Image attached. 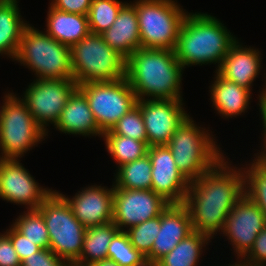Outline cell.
Wrapping results in <instances>:
<instances>
[{
	"mask_svg": "<svg viewBox=\"0 0 266 266\" xmlns=\"http://www.w3.org/2000/svg\"><path fill=\"white\" fill-rule=\"evenodd\" d=\"M240 168L231 166L223 157L190 182L183 204L189 211L193 231L212 239L223 230L229 213L245 193L244 171Z\"/></svg>",
	"mask_w": 266,
	"mask_h": 266,
	"instance_id": "cell-1",
	"label": "cell"
},
{
	"mask_svg": "<svg viewBox=\"0 0 266 266\" xmlns=\"http://www.w3.org/2000/svg\"><path fill=\"white\" fill-rule=\"evenodd\" d=\"M183 70L174 50L141 47L126 59L125 78L137 100H183Z\"/></svg>",
	"mask_w": 266,
	"mask_h": 266,
	"instance_id": "cell-2",
	"label": "cell"
},
{
	"mask_svg": "<svg viewBox=\"0 0 266 266\" xmlns=\"http://www.w3.org/2000/svg\"><path fill=\"white\" fill-rule=\"evenodd\" d=\"M236 41L237 38L216 17L203 12L187 13L174 52L184 69L186 66L217 63L215 71H218Z\"/></svg>",
	"mask_w": 266,
	"mask_h": 266,
	"instance_id": "cell-3",
	"label": "cell"
},
{
	"mask_svg": "<svg viewBox=\"0 0 266 266\" xmlns=\"http://www.w3.org/2000/svg\"><path fill=\"white\" fill-rule=\"evenodd\" d=\"M208 131L205 127L197 126L189 116L167 144L178 170L189 182L204 175L224 157Z\"/></svg>",
	"mask_w": 266,
	"mask_h": 266,
	"instance_id": "cell-4",
	"label": "cell"
},
{
	"mask_svg": "<svg viewBox=\"0 0 266 266\" xmlns=\"http://www.w3.org/2000/svg\"><path fill=\"white\" fill-rule=\"evenodd\" d=\"M35 73V79H73L70 47L30 24L13 59Z\"/></svg>",
	"mask_w": 266,
	"mask_h": 266,
	"instance_id": "cell-5",
	"label": "cell"
},
{
	"mask_svg": "<svg viewBox=\"0 0 266 266\" xmlns=\"http://www.w3.org/2000/svg\"><path fill=\"white\" fill-rule=\"evenodd\" d=\"M70 54L73 80L78 85L125 78L126 58L112 49L101 34L89 33L70 48Z\"/></svg>",
	"mask_w": 266,
	"mask_h": 266,
	"instance_id": "cell-6",
	"label": "cell"
},
{
	"mask_svg": "<svg viewBox=\"0 0 266 266\" xmlns=\"http://www.w3.org/2000/svg\"><path fill=\"white\" fill-rule=\"evenodd\" d=\"M13 93L3 97L0 112L1 159H20L39 144L47 132L36 122L27 104Z\"/></svg>",
	"mask_w": 266,
	"mask_h": 266,
	"instance_id": "cell-7",
	"label": "cell"
},
{
	"mask_svg": "<svg viewBox=\"0 0 266 266\" xmlns=\"http://www.w3.org/2000/svg\"><path fill=\"white\" fill-rule=\"evenodd\" d=\"M37 210L49 233V249L66 263H75L82 253L86 228L75 218L70 204L54 190Z\"/></svg>",
	"mask_w": 266,
	"mask_h": 266,
	"instance_id": "cell-8",
	"label": "cell"
},
{
	"mask_svg": "<svg viewBox=\"0 0 266 266\" xmlns=\"http://www.w3.org/2000/svg\"><path fill=\"white\" fill-rule=\"evenodd\" d=\"M142 48L174 50L188 13L175 0H135Z\"/></svg>",
	"mask_w": 266,
	"mask_h": 266,
	"instance_id": "cell-9",
	"label": "cell"
},
{
	"mask_svg": "<svg viewBox=\"0 0 266 266\" xmlns=\"http://www.w3.org/2000/svg\"><path fill=\"white\" fill-rule=\"evenodd\" d=\"M102 133L112 130L117 122L137 104L136 94L126 78L115 81L85 82L78 85Z\"/></svg>",
	"mask_w": 266,
	"mask_h": 266,
	"instance_id": "cell-10",
	"label": "cell"
},
{
	"mask_svg": "<svg viewBox=\"0 0 266 266\" xmlns=\"http://www.w3.org/2000/svg\"><path fill=\"white\" fill-rule=\"evenodd\" d=\"M78 88L73 79H36L24 91L22 100L27 104L32 117L47 132L65 107L69 97Z\"/></svg>",
	"mask_w": 266,
	"mask_h": 266,
	"instance_id": "cell-11",
	"label": "cell"
},
{
	"mask_svg": "<svg viewBox=\"0 0 266 266\" xmlns=\"http://www.w3.org/2000/svg\"><path fill=\"white\" fill-rule=\"evenodd\" d=\"M169 204L152 190L114 188L112 222L120 231H126L161 216Z\"/></svg>",
	"mask_w": 266,
	"mask_h": 266,
	"instance_id": "cell-12",
	"label": "cell"
},
{
	"mask_svg": "<svg viewBox=\"0 0 266 266\" xmlns=\"http://www.w3.org/2000/svg\"><path fill=\"white\" fill-rule=\"evenodd\" d=\"M54 190L43 188L20 159L0 158V198L36 210Z\"/></svg>",
	"mask_w": 266,
	"mask_h": 266,
	"instance_id": "cell-13",
	"label": "cell"
},
{
	"mask_svg": "<svg viewBox=\"0 0 266 266\" xmlns=\"http://www.w3.org/2000/svg\"><path fill=\"white\" fill-rule=\"evenodd\" d=\"M265 226L266 219L262 210L244 193L235 203L219 234H224L230 240L237 258H243Z\"/></svg>",
	"mask_w": 266,
	"mask_h": 266,
	"instance_id": "cell-14",
	"label": "cell"
},
{
	"mask_svg": "<svg viewBox=\"0 0 266 266\" xmlns=\"http://www.w3.org/2000/svg\"><path fill=\"white\" fill-rule=\"evenodd\" d=\"M142 112L147 145H167L177 128L190 115L187 114L183 100H137L136 104Z\"/></svg>",
	"mask_w": 266,
	"mask_h": 266,
	"instance_id": "cell-15",
	"label": "cell"
},
{
	"mask_svg": "<svg viewBox=\"0 0 266 266\" xmlns=\"http://www.w3.org/2000/svg\"><path fill=\"white\" fill-rule=\"evenodd\" d=\"M152 170L151 190L170 204H183L190 182L178 170L167 145L148 147Z\"/></svg>",
	"mask_w": 266,
	"mask_h": 266,
	"instance_id": "cell-16",
	"label": "cell"
},
{
	"mask_svg": "<svg viewBox=\"0 0 266 266\" xmlns=\"http://www.w3.org/2000/svg\"><path fill=\"white\" fill-rule=\"evenodd\" d=\"M60 194L70 204L75 218L85 228L112 222L114 185L112 188L101 185L84 187L72 198Z\"/></svg>",
	"mask_w": 266,
	"mask_h": 266,
	"instance_id": "cell-17",
	"label": "cell"
},
{
	"mask_svg": "<svg viewBox=\"0 0 266 266\" xmlns=\"http://www.w3.org/2000/svg\"><path fill=\"white\" fill-rule=\"evenodd\" d=\"M192 232L187 207L184 204H169L160 216V231L153 241L152 266Z\"/></svg>",
	"mask_w": 266,
	"mask_h": 266,
	"instance_id": "cell-18",
	"label": "cell"
},
{
	"mask_svg": "<svg viewBox=\"0 0 266 266\" xmlns=\"http://www.w3.org/2000/svg\"><path fill=\"white\" fill-rule=\"evenodd\" d=\"M238 40L230 47L218 73L228 81L252 90L253 82L263 68L258 49L242 46Z\"/></svg>",
	"mask_w": 266,
	"mask_h": 266,
	"instance_id": "cell-19",
	"label": "cell"
},
{
	"mask_svg": "<svg viewBox=\"0 0 266 266\" xmlns=\"http://www.w3.org/2000/svg\"><path fill=\"white\" fill-rule=\"evenodd\" d=\"M54 127L68 135L98 136L100 138L103 135L90 110L87 98L78 88L69 97Z\"/></svg>",
	"mask_w": 266,
	"mask_h": 266,
	"instance_id": "cell-20",
	"label": "cell"
},
{
	"mask_svg": "<svg viewBox=\"0 0 266 266\" xmlns=\"http://www.w3.org/2000/svg\"><path fill=\"white\" fill-rule=\"evenodd\" d=\"M133 2L126 1L113 25L101 34L104 41L126 59L141 48L135 1Z\"/></svg>",
	"mask_w": 266,
	"mask_h": 266,
	"instance_id": "cell-21",
	"label": "cell"
},
{
	"mask_svg": "<svg viewBox=\"0 0 266 266\" xmlns=\"http://www.w3.org/2000/svg\"><path fill=\"white\" fill-rule=\"evenodd\" d=\"M211 85L210 98L220 116L232 118L244 114L249 109L252 91L223 78L217 71Z\"/></svg>",
	"mask_w": 266,
	"mask_h": 266,
	"instance_id": "cell-22",
	"label": "cell"
},
{
	"mask_svg": "<svg viewBox=\"0 0 266 266\" xmlns=\"http://www.w3.org/2000/svg\"><path fill=\"white\" fill-rule=\"evenodd\" d=\"M46 33L58 42L72 47L89 33L87 15L68 13L49 6Z\"/></svg>",
	"mask_w": 266,
	"mask_h": 266,
	"instance_id": "cell-23",
	"label": "cell"
},
{
	"mask_svg": "<svg viewBox=\"0 0 266 266\" xmlns=\"http://www.w3.org/2000/svg\"><path fill=\"white\" fill-rule=\"evenodd\" d=\"M18 0H0V55L14 59L25 28Z\"/></svg>",
	"mask_w": 266,
	"mask_h": 266,
	"instance_id": "cell-24",
	"label": "cell"
},
{
	"mask_svg": "<svg viewBox=\"0 0 266 266\" xmlns=\"http://www.w3.org/2000/svg\"><path fill=\"white\" fill-rule=\"evenodd\" d=\"M118 231V227L113 222L86 228L82 253L75 263L91 266L100 260L107 259L109 244Z\"/></svg>",
	"mask_w": 266,
	"mask_h": 266,
	"instance_id": "cell-25",
	"label": "cell"
},
{
	"mask_svg": "<svg viewBox=\"0 0 266 266\" xmlns=\"http://www.w3.org/2000/svg\"><path fill=\"white\" fill-rule=\"evenodd\" d=\"M210 242L208 236L193 231L153 266H197L203 253L202 248Z\"/></svg>",
	"mask_w": 266,
	"mask_h": 266,
	"instance_id": "cell-26",
	"label": "cell"
},
{
	"mask_svg": "<svg viewBox=\"0 0 266 266\" xmlns=\"http://www.w3.org/2000/svg\"><path fill=\"white\" fill-rule=\"evenodd\" d=\"M151 170L148 153L135 161L125 163L116 170L114 188L151 190Z\"/></svg>",
	"mask_w": 266,
	"mask_h": 266,
	"instance_id": "cell-27",
	"label": "cell"
},
{
	"mask_svg": "<svg viewBox=\"0 0 266 266\" xmlns=\"http://www.w3.org/2000/svg\"><path fill=\"white\" fill-rule=\"evenodd\" d=\"M107 152L118 165L137 160L147 154L148 145L130 137L120 135H102Z\"/></svg>",
	"mask_w": 266,
	"mask_h": 266,
	"instance_id": "cell-28",
	"label": "cell"
},
{
	"mask_svg": "<svg viewBox=\"0 0 266 266\" xmlns=\"http://www.w3.org/2000/svg\"><path fill=\"white\" fill-rule=\"evenodd\" d=\"M250 163L243 168L244 192L260 207L266 219V164L257 156Z\"/></svg>",
	"mask_w": 266,
	"mask_h": 266,
	"instance_id": "cell-29",
	"label": "cell"
},
{
	"mask_svg": "<svg viewBox=\"0 0 266 266\" xmlns=\"http://www.w3.org/2000/svg\"><path fill=\"white\" fill-rule=\"evenodd\" d=\"M12 226L41 249L49 248V233L42 214L36 210H26L13 221Z\"/></svg>",
	"mask_w": 266,
	"mask_h": 266,
	"instance_id": "cell-30",
	"label": "cell"
},
{
	"mask_svg": "<svg viewBox=\"0 0 266 266\" xmlns=\"http://www.w3.org/2000/svg\"><path fill=\"white\" fill-rule=\"evenodd\" d=\"M125 3L119 0H92L87 14L90 33L102 34L109 29Z\"/></svg>",
	"mask_w": 266,
	"mask_h": 266,
	"instance_id": "cell-31",
	"label": "cell"
},
{
	"mask_svg": "<svg viewBox=\"0 0 266 266\" xmlns=\"http://www.w3.org/2000/svg\"><path fill=\"white\" fill-rule=\"evenodd\" d=\"M108 258L120 266H150L146 256L136 250L126 231H118L108 247Z\"/></svg>",
	"mask_w": 266,
	"mask_h": 266,
	"instance_id": "cell-32",
	"label": "cell"
},
{
	"mask_svg": "<svg viewBox=\"0 0 266 266\" xmlns=\"http://www.w3.org/2000/svg\"><path fill=\"white\" fill-rule=\"evenodd\" d=\"M160 231V216L147 220L141 224L130 227L126 230L131 245L146 256L150 266H152L153 241Z\"/></svg>",
	"mask_w": 266,
	"mask_h": 266,
	"instance_id": "cell-33",
	"label": "cell"
},
{
	"mask_svg": "<svg viewBox=\"0 0 266 266\" xmlns=\"http://www.w3.org/2000/svg\"><path fill=\"white\" fill-rule=\"evenodd\" d=\"M103 135L130 137L147 144V134L141 109L137 105L133 107L117 122L112 130L103 133Z\"/></svg>",
	"mask_w": 266,
	"mask_h": 266,
	"instance_id": "cell-34",
	"label": "cell"
},
{
	"mask_svg": "<svg viewBox=\"0 0 266 266\" xmlns=\"http://www.w3.org/2000/svg\"><path fill=\"white\" fill-rule=\"evenodd\" d=\"M67 263L51 249H40L21 261V266H65Z\"/></svg>",
	"mask_w": 266,
	"mask_h": 266,
	"instance_id": "cell-35",
	"label": "cell"
},
{
	"mask_svg": "<svg viewBox=\"0 0 266 266\" xmlns=\"http://www.w3.org/2000/svg\"><path fill=\"white\" fill-rule=\"evenodd\" d=\"M10 226V229H7L5 233L10 237L13 247L21 261L41 249L38 245L19 233L12 225Z\"/></svg>",
	"mask_w": 266,
	"mask_h": 266,
	"instance_id": "cell-36",
	"label": "cell"
},
{
	"mask_svg": "<svg viewBox=\"0 0 266 266\" xmlns=\"http://www.w3.org/2000/svg\"><path fill=\"white\" fill-rule=\"evenodd\" d=\"M243 259L253 266H266V226L257 235L252 248Z\"/></svg>",
	"mask_w": 266,
	"mask_h": 266,
	"instance_id": "cell-37",
	"label": "cell"
},
{
	"mask_svg": "<svg viewBox=\"0 0 266 266\" xmlns=\"http://www.w3.org/2000/svg\"><path fill=\"white\" fill-rule=\"evenodd\" d=\"M0 266H21V260L5 232L0 233Z\"/></svg>",
	"mask_w": 266,
	"mask_h": 266,
	"instance_id": "cell-38",
	"label": "cell"
},
{
	"mask_svg": "<svg viewBox=\"0 0 266 266\" xmlns=\"http://www.w3.org/2000/svg\"><path fill=\"white\" fill-rule=\"evenodd\" d=\"M50 5L58 10L87 15L92 4V0H51Z\"/></svg>",
	"mask_w": 266,
	"mask_h": 266,
	"instance_id": "cell-39",
	"label": "cell"
},
{
	"mask_svg": "<svg viewBox=\"0 0 266 266\" xmlns=\"http://www.w3.org/2000/svg\"><path fill=\"white\" fill-rule=\"evenodd\" d=\"M258 105H259V111L261 112V119H262V124H263V148L261 149V152L262 150H264L266 148V95L263 97V98H260L259 101H258Z\"/></svg>",
	"mask_w": 266,
	"mask_h": 266,
	"instance_id": "cell-40",
	"label": "cell"
},
{
	"mask_svg": "<svg viewBox=\"0 0 266 266\" xmlns=\"http://www.w3.org/2000/svg\"><path fill=\"white\" fill-rule=\"evenodd\" d=\"M91 266H120V265L116 263L115 261L107 258V259L100 260L92 264Z\"/></svg>",
	"mask_w": 266,
	"mask_h": 266,
	"instance_id": "cell-41",
	"label": "cell"
},
{
	"mask_svg": "<svg viewBox=\"0 0 266 266\" xmlns=\"http://www.w3.org/2000/svg\"><path fill=\"white\" fill-rule=\"evenodd\" d=\"M237 262H235L234 264H228V266H253L251 263L247 262L246 260H244L243 258H237Z\"/></svg>",
	"mask_w": 266,
	"mask_h": 266,
	"instance_id": "cell-42",
	"label": "cell"
},
{
	"mask_svg": "<svg viewBox=\"0 0 266 266\" xmlns=\"http://www.w3.org/2000/svg\"><path fill=\"white\" fill-rule=\"evenodd\" d=\"M255 156L266 164V148L262 152L257 153V155L255 154Z\"/></svg>",
	"mask_w": 266,
	"mask_h": 266,
	"instance_id": "cell-43",
	"label": "cell"
},
{
	"mask_svg": "<svg viewBox=\"0 0 266 266\" xmlns=\"http://www.w3.org/2000/svg\"><path fill=\"white\" fill-rule=\"evenodd\" d=\"M265 78H266V77H265ZM264 83H265V85H263V88H262L263 91H262V90L259 91V92H261L260 95H259V97H258L259 99H260V98H263V97L266 95V80H265ZM264 86H265V87H264Z\"/></svg>",
	"mask_w": 266,
	"mask_h": 266,
	"instance_id": "cell-44",
	"label": "cell"
},
{
	"mask_svg": "<svg viewBox=\"0 0 266 266\" xmlns=\"http://www.w3.org/2000/svg\"><path fill=\"white\" fill-rule=\"evenodd\" d=\"M65 266H82V265H78L76 263H67Z\"/></svg>",
	"mask_w": 266,
	"mask_h": 266,
	"instance_id": "cell-45",
	"label": "cell"
}]
</instances>
